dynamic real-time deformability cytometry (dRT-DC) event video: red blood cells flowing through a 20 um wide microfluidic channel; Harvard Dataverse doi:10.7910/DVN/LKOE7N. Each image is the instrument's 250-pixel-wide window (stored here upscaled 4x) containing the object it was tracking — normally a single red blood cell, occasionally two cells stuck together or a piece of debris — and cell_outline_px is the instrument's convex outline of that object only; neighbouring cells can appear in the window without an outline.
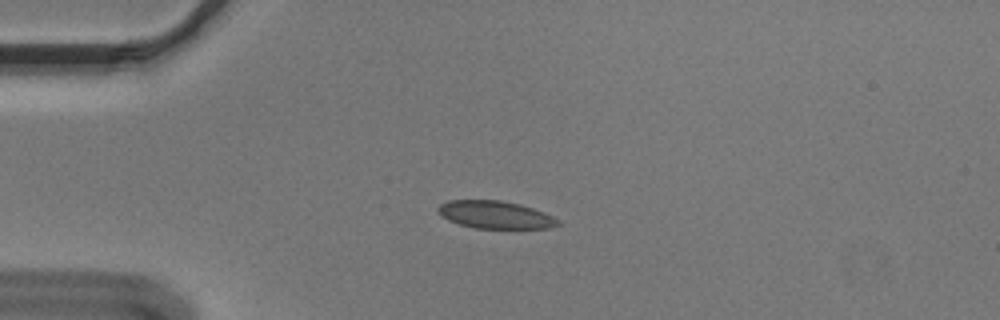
{"species": "Egyptian fruit bat (a non-hibernating species)", "species_latin": "Rousettus aegyptiacus", "temperature_condition": "cold", "stored_images_in_passage": 54, "camera_frame_rate_fps": 3000, "um_per_image_px": 0.085, "animal": {"sex": "male"}, "frame": {"image": 1, "passage_image": 13, "time_ms": 4.0, "image_size_px": [1000, 320], "cell_outline_px": [[560, 224], [548, 228], [472, 228], [448, 220], [440, 216], [436, 212], [436, 208], [440, 204], [448, 200], [500, 200], [520, 204], [544, 212], [560, 220]], "centroid_in_image_um": [42.05, 18.25], "position_along_channel_um": 42.9, "area_um2": 19.42}}
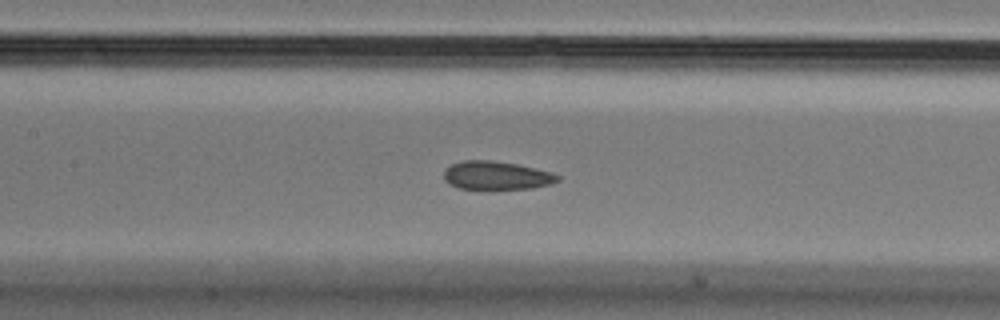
{"frame": {"image": 2, "passage_image": 25, "time_ms": 8.0, "image_size_px": [1000, 320], "cell_outline_px": [[560, 180], [552, 184], [532, 188], [492, 192], [484, 192], [460, 188], [448, 184], [444, 180], [444, 168], [452, 164], [464, 160], [492, 160], [516, 164], [552, 172], [560, 176]], "centroid_in_image_um": [42.18, 14.97], "position_along_channel_um": 165.2, "area_um2": 19.88}}
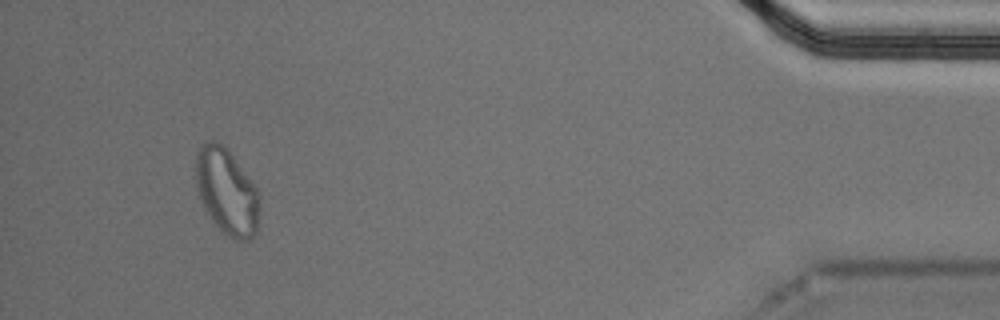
{"frame": {"image": 3, "passage_image": 51, "time_ms": 16.667, "image_size_px": [1000, 320], "cell_outline_px": [[260, 220], [256, 232], [248, 240], [236, 240], [228, 236], [208, 216], [204, 208], [196, 188], [196, 152], [204, 140], [216, 140], [224, 144], [256, 188], [260, 196]], "centroid_in_image_um": [19.27, 16.27], "position_along_channel_um": 415.9, "area_um2": 32.25}, "authors_computed_cell_mechanics": {"area_um2": 19.941, "velocity_mm_per_s": 3.6347, "shape_relaxation_time_tau1_ms": null, "shape_relaxation_time_tau2_ms": 2.8421, "deformation_change_tau1": null, "deformation_change_tau2": 0.0552}}